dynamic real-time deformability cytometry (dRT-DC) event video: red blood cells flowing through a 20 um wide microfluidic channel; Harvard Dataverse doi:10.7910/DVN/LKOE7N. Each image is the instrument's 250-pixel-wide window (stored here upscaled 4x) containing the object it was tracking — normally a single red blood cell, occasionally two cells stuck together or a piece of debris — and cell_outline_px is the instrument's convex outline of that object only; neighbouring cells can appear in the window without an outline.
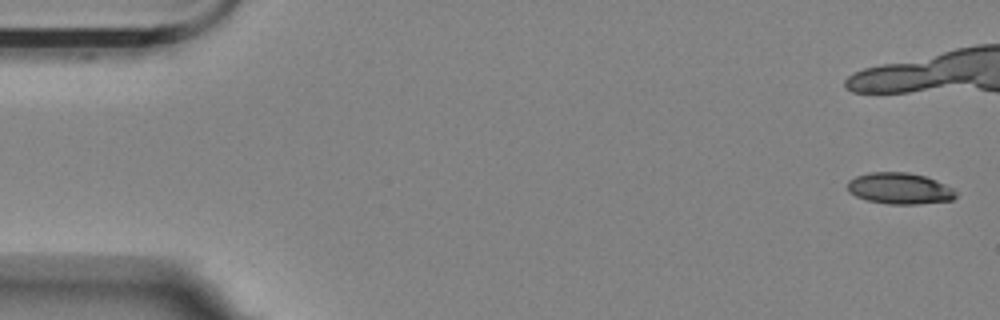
{"species": "Egyptian fruit bat (a non-hibernating species)", "species_latin": "Rousettus aegyptiacus", "temperature_condition": "room temperature", "stored_images_in_passage": 23, "camera_frame_rate_fps": 3000, "um_per_image_px": 0.085, "animal": {"sex": "female"}, "frame": {"image": 1, "passage_image": 1, "time_ms": 0.0, "image_size_px": [1000, 320], "cell_outline_px": [[956, 196], [952, 200], [916, 204], [888, 204], [868, 200], [856, 196], [848, 192], [848, 180], [856, 176], [868, 172], [908, 172], [924, 176], [936, 180], [952, 188], [956, 192]], "centroid_in_image_um": [76.45, 16.01], "position_along_channel_um": 8.6, "area_um2": 19.71}}